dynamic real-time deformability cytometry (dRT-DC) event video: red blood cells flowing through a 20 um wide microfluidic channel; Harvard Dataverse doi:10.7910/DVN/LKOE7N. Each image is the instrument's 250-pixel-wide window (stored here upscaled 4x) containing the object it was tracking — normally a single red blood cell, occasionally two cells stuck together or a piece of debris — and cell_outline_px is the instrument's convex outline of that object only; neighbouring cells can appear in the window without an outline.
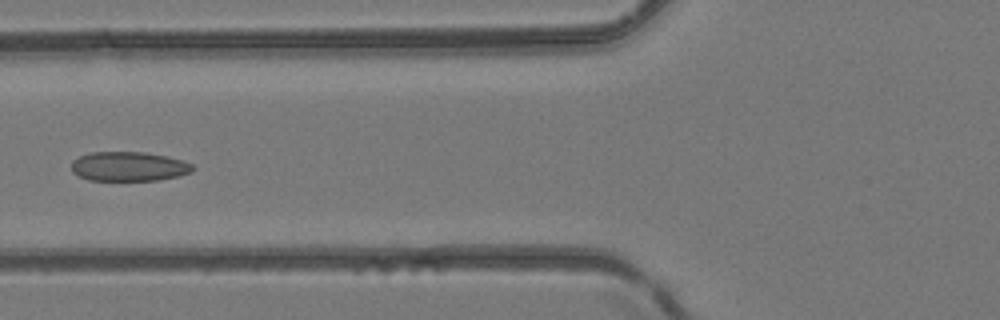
{"species": "common noctule bat (a hibernating species)", "species_latin": "Nyctalus noctula", "temperature_condition": "room temperature", "stored_images_in_passage": 7, "camera_frame_rate_fps": 3000, "um_per_image_px": 0.085, "animal": {"sex": "female", "body_mass_g": 24.6, "forearm_length_mm": 56.2}, "frame": {"image": 1, "passage_image": 7, "time_ms": 6.667, "image_size_px": [1000, 320], "cell_outline_px": [[196, 168], [192, 172], [180, 176], [160, 180], [88, 180], [72, 172], [72, 160], [80, 156], [92, 152], [144, 152], [168, 156], [184, 160], [192, 164]], "centroid_in_image_um": [11.0, 14.15], "position_along_channel_um": 114.8, "area_um2": 20.98}}